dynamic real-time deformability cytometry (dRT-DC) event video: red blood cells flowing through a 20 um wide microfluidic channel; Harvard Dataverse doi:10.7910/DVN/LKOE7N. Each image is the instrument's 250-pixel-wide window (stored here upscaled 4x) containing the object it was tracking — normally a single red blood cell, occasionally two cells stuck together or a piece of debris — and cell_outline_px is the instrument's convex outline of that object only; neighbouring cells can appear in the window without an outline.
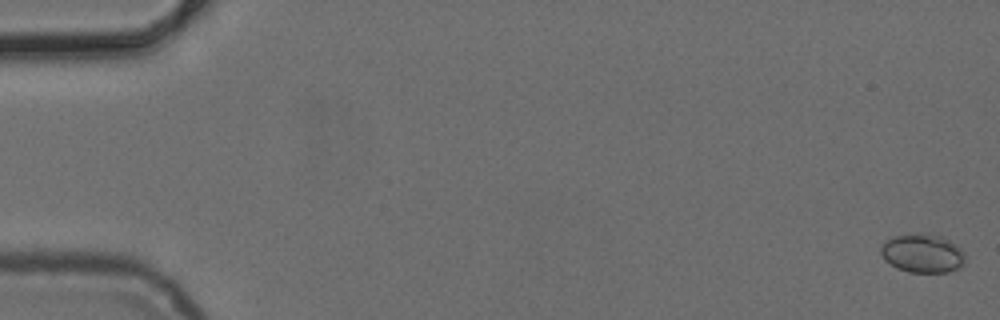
{"species": "common noctule bat (a hibernating species)", "species_latin": "Nyctalus noctula", "temperature_condition": "cold", "stored_images_in_passage": 6, "camera_frame_rate_fps": 3000, "um_per_image_px": 0.085, "animal": {"sex": "female", "body_mass_g": 24.6, "forearm_length_mm": 56.2}, "frame": {"image": 1, "passage_image": 1, "time_ms": 0.0, "image_size_px": [1000, 320], "cell_outline_px": [[964, 264], [960, 268], [948, 272], [908, 272], [896, 268], [884, 260], [880, 252], [880, 244], [892, 236], [944, 236], [960, 248], [964, 252]], "centroid_in_image_um": [78.4, 21.58], "position_along_channel_um": 6.6, "area_um2": 18.73}}